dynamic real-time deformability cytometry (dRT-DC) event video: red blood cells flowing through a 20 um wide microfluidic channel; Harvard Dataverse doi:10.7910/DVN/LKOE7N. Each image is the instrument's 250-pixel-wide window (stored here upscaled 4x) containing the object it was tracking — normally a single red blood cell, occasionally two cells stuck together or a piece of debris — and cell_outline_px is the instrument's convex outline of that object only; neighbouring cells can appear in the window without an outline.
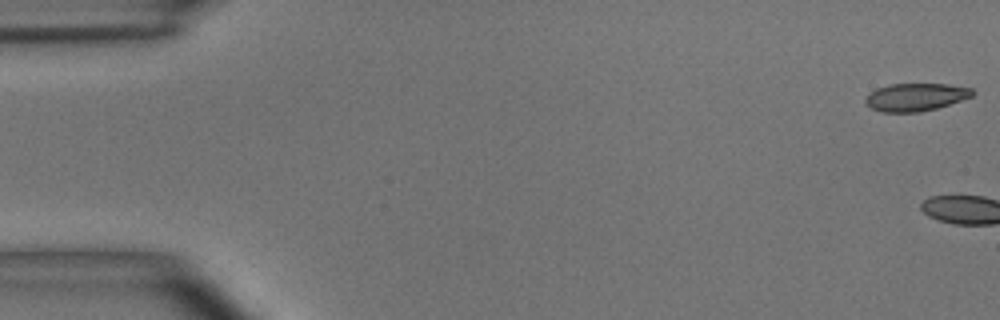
{"species": "common noctule bat (a hibernating species)", "species_latin": "Nyctalus noctula", "temperature_condition": "room temperature", "stored_images_in_passage": 3, "camera_frame_rate_fps": 3000, "um_per_image_px": 0.085, "animal": {"sex": "male", "body_mass_g": 15.6}, "frame": {"image": 1, "passage_image": 1, "time_ms": 0.0, "image_size_px": [1000, 320], "cell_outline_px": [[976, 92], [972, 96], [936, 108], [920, 112], [880, 112], [872, 108], [864, 100], [876, 88], [888, 84], [948, 84], [972, 88]], "centroid_in_image_um": [77.84, 8.24], "position_along_channel_um": 7.2, "area_um2": 17.17}}